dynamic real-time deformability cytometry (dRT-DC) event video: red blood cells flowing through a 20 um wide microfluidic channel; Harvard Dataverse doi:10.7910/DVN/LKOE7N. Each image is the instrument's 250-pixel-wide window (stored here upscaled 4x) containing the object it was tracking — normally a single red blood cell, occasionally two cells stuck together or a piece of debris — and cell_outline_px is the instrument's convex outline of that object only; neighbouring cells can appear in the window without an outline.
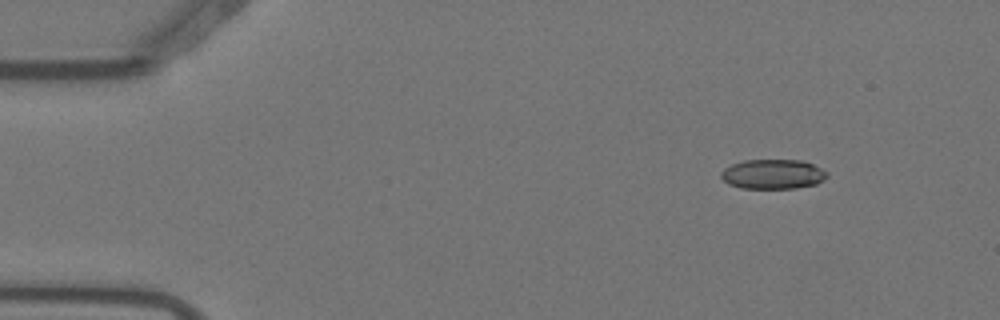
{"species": "Egyptian fruit bat (a non-hibernating species)", "species_latin": "Rousettus aegyptiacus", "temperature_condition": "warm", "stored_images_in_passage": 6, "camera_frame_rate_fps": 3000, "um_per_image_px": 0.085, "animal": {"sex": "female"}, "frame": {"image": 1, "passage_image": 1, "time_ms": 0.0, "image_size_px": [1000, 320], "cell_outline_px": [[828, 176], [816, 184], [796, 188], [740, 188], [728, 184], [720, 176], [720, 172], [724, 168], [732, 164], [744, 160], [800, 160], [812, 164], [828, 172]], "centroid_in_image_um": [65.67, 14.8], "position_along_channel_um": 19.3, "area_um2": 18.32}}
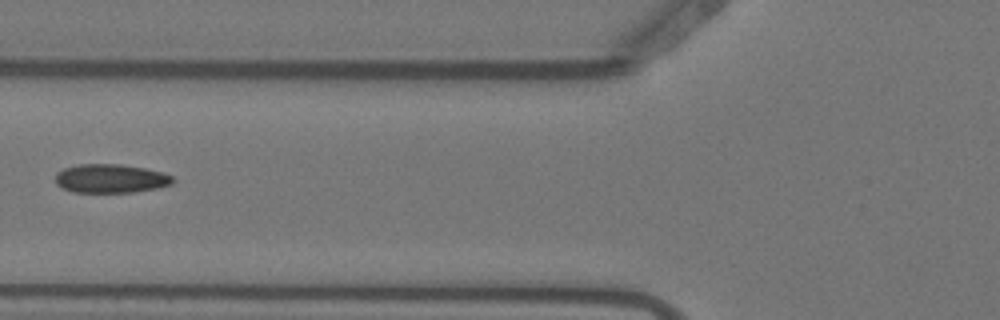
{"frame": {"image": 2, "passage_image": 5, "time_ms": 1.333, "image_size_px": [1000, 320], "cell_outline_px": [[176, 180], [172, 184], [160, 188], [132, 192], [72, 192], [56, 184], [56, 172], [64, 168], [80, 164], [120, 164], [144, 168], [164, 172], [172, 176]], "centroid_in_image_um": [9.45, 15.17], "position_along_channel_um": 116.4, "area_um2": 19.83}}
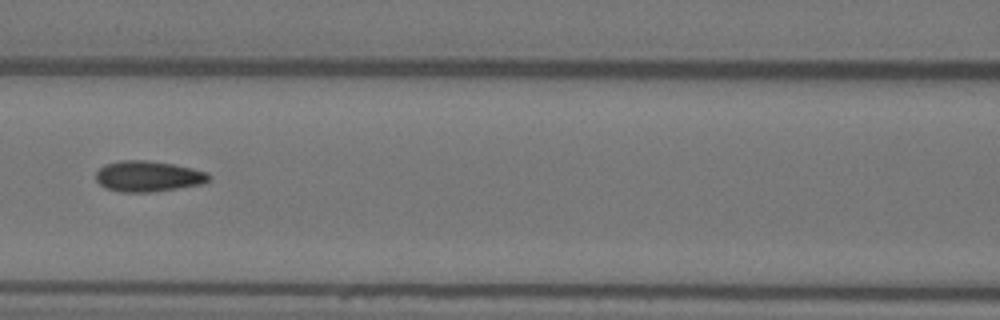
{"frame": {"image": 3, "passage_image": 6, "time_ms": 1.667, "image_size_px": [1000, 320], "cell_outline_px": [[212, 176], [208, 180], [200, 184], [176, 188], [148, 192], [120, 192], [108, 188], [100, 184], [96, 180], [96, 172], [104, 164], [120, 160], [144, 160], [172, 164], [192, 168], [208, 172]], "centroid_in_image_um": [12.57, 14.97], "position_along_channel_um": 154.0, "area_um2": 20.06}}